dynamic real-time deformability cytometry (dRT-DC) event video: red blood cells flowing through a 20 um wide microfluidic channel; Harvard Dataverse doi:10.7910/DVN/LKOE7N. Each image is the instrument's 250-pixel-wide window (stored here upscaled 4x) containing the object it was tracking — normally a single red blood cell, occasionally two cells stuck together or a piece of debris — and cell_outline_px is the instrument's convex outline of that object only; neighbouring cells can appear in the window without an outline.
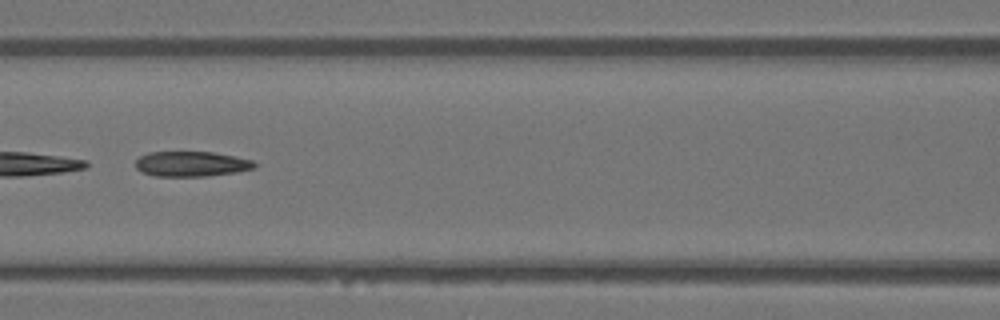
{"species": "Egyptian fruit bat (a non-hibernating species)", "species_latin": "Rousettus aegyptiacus", "temperature_condition": "warm", "stored_images_in_passage": 29, "camera_frame_rate_fps": 3000, "um_per_image_px": 0.085, "animal": {"sex": "female"}, "frame": {"image": 1, "passage_image": 21, "time_ms": 6.667, "image_size_px": [1000, 320], "cell_outline_px": [[256, 168], [236, 172], [204, 176], [156, 176], [144, 172], [136, 168], [136, 160], [140, 156], [148, 152], [212, 152], [252, 160], [256, 164]], "centroid_in_image_um": [16.27, 13.93], "position_along_channel_um": 150.3, "area_um2": 17.22}}